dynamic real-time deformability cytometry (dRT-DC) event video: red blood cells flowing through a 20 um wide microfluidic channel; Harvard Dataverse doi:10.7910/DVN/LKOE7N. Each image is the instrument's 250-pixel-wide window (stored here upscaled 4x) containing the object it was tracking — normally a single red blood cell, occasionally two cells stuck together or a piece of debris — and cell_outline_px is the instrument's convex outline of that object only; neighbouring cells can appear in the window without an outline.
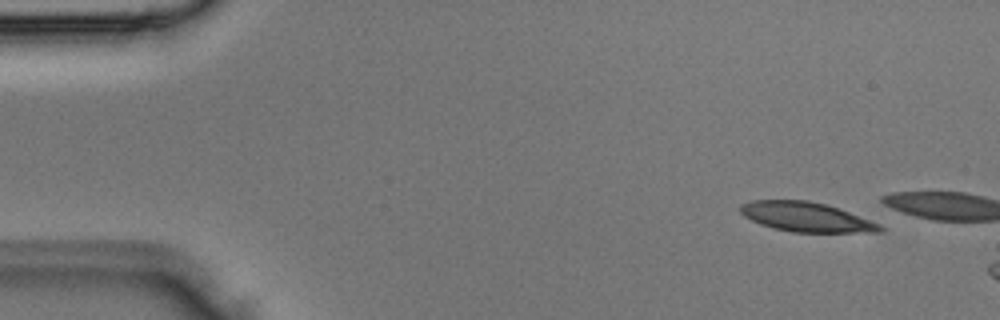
{"species": "Egyptian fruit bat (a non-hibernating species)", "species_latin": "Rousettus aegyptiacus", "temperature_condition": "room temperature", "stored_images_in_passage": 3, "camera_frame_rate_fps": 3000, "um_per_image_px": 0.085, "animal": {"sex": "male"}, "frame": {"image": 1, "passage_image": 1, "time_ms": 0.0, "image_size_px": [1000, 320], "cell_outline_px": [[884, 232], [792, 232], [772, 228], [760, 224], [744, 216], [740, 212], [740, 204], [752, 200], [808, 200], [824, 204], [848, 212], [880, 224], [884, 228]], "centroid_in_image_um": [68.5, 18.45], "position_along_channel_um": 16.5, "area_um2": 23.87}}